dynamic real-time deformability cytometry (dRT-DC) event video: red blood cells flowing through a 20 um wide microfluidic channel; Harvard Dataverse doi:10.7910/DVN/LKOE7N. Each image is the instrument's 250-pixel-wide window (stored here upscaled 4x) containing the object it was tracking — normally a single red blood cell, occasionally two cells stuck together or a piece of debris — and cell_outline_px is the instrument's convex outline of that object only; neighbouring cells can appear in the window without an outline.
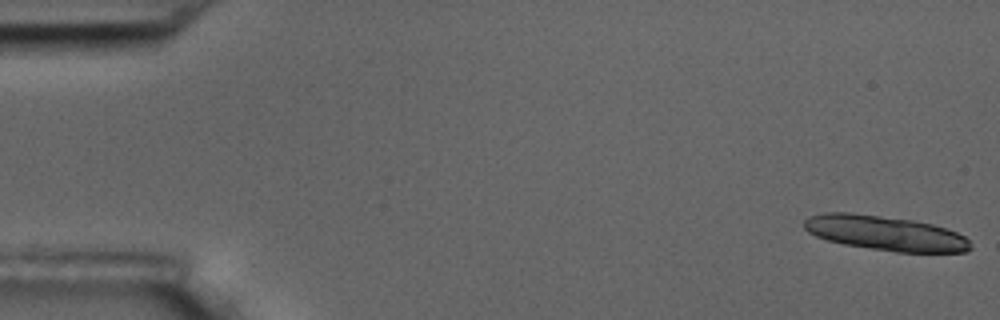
{"species": "common noctule bat (a hibernating species)", "species_latin": "Nyctalus noctula", "temperature_condition": "room temperature", "stored_images_in_passage": 7, "camera_frame_rate_fps": 3000, "um_per_image_px": 0.085, "animal": {"sex": "male", "body_mass_g": 17.5, "forearm_length_mm": 52.3}, "frame": {"image": 1, "passage_image": 1, "time_ms": 0.0, "image_size_px": [1000, 320], "cell_outline_px": [[972, 248], [968, 252], [896, 252], [844, 244], [828, 240], [816, 236], [808, 232], [804, 228], [804, 220], [808, 216], [824, 212], [852, 212], [912, 220], [932, 224], [956, 232], [964, 236], [968, 240]], "centroid_in_image_um": [75.22, 19.81], "position_along_channel_um": 9.8, "area_um2": 33.64}}